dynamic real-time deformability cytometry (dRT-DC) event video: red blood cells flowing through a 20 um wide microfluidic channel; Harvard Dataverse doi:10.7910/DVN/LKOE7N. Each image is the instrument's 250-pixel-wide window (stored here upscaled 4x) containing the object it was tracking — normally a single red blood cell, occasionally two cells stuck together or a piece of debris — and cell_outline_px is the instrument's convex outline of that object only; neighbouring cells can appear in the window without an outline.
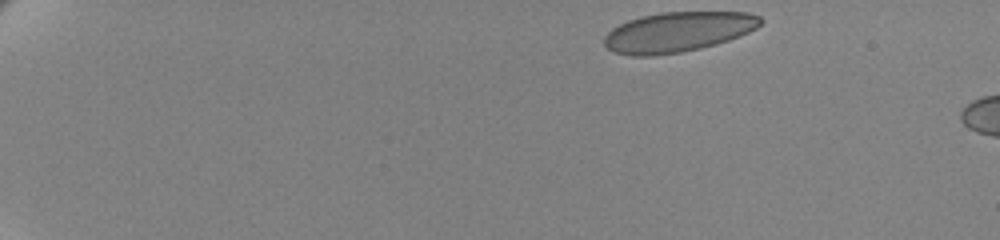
{"species": "human", "species_latin": "Homo sapiens", "temperature_condition": "cold", "stored_images_in_passage": 8, "camera_frame_rate_fps": 3000, "um_per_image_px": 0.085, "donor": {"sex": "female"}, "frame": {"image": 1, "passage_image": 1, "time_ms": 0.0, "image_size_px": [1000, 240], "cell_outline_px": [[764, 20], [756, 28], [748, 32], [728, 40], [716, 44], [700, 48], [680, 52], [652, 56], [632, 56], [612, 52], [604, 44], [604, 36], [612, 28], [628, 20], [640, 16], [660, 12], [748, 12], [760, 16]], "centroid_in_image_um": [57.6, 2.71], "position_along_channel_um": 27.4, "area_um2": 36.53}}